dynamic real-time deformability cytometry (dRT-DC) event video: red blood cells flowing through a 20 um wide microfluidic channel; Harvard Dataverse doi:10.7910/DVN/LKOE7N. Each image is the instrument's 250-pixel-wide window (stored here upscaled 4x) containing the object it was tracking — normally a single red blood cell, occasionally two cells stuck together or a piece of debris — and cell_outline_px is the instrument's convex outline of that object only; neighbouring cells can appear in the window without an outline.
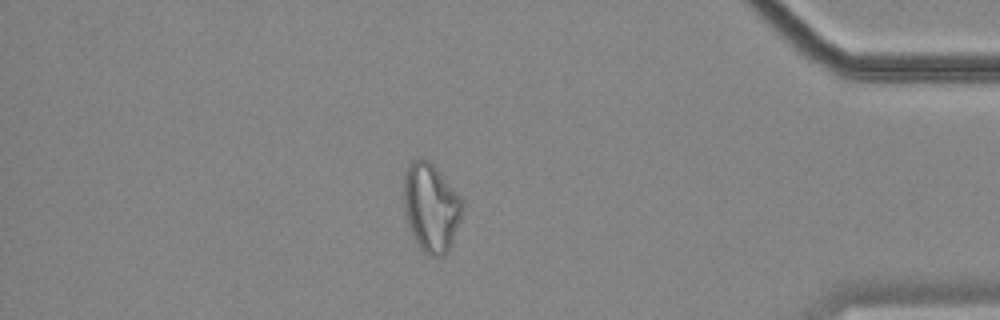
{"species": "common noctule bat (a hibernating species)", "species_latin": "Nyctalus noctula", "temperature_condition": "cold", "stored_images_in_passage": 57, "camera_frame_rate_fps": 3000, "um_per_image_px": 0.085, "animal": {"sex": "female", "body_mass_g": 18.4}, "frame": {"image": 1, "passage_image": 49, "time_ms": 16.0, "image_size_px": [1000, 320], "cell_outline_px": [[464, 204], [460, 220], [452, 240], [444, 256], [432, 256], [424, 252], [416, 244], [408, 224], [404, 208], [404, 172], [408, 164], [412, 160], [420, 156], [428, 160], [436, 168]], "centroid_in_image_um": [36.59, 17.61], "position_along_channel_um": 398.6, "area_um2": 29.82}}
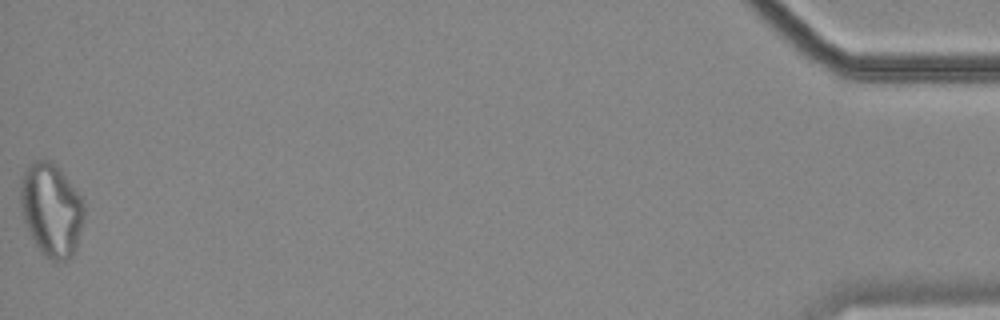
{"frame": {"image": 2, "passage_image": 57, "time_ms": 18.667, "image_size_px": [1000, 320], "cell_outline_px": [[84, 216], [76, 248], [72, 256], [68, 260], [52, 260], [44, 256], [40, 252], [28, 232], [24, 220], [20, 204], [20, 192], [24, 172], [28, 164], [36, 160], [48, 160], [60, 168], [84, 200]], "centroid_in_image_um": [4.37, 17.84], "position_along_channel_um": 430.8, "area_um2": 34.62}, "authors_computed_cell_mechanics": {"area_um2": 29.6514, "velocity_mm_per_s": 3.5036, "shape_relaxation_time_tau1_ms": null, "shape_relaxation_time_tau2_ms": 3.9358, "deformation_change_tau1": null, "deformation_change_tau2": 0.1383}}